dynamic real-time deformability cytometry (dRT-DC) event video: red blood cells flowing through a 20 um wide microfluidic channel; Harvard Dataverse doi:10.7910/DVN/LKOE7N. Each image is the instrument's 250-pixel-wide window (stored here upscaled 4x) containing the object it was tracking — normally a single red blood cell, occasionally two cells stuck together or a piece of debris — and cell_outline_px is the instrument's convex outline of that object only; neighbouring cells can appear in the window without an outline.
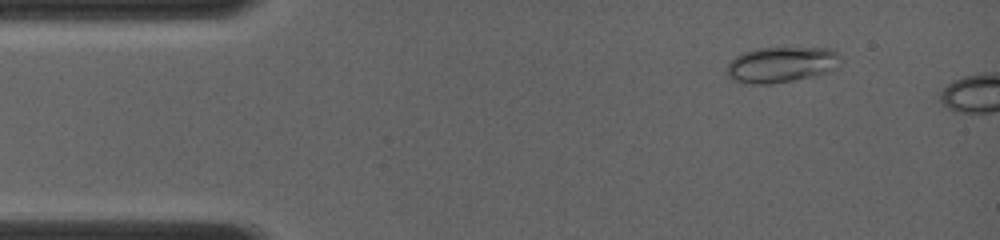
{"species": "common noctule bat (a hibernating species)", "species_latin": "Nyctalus noctula", "temperature_condition": "room temperature", "stored_images_in_passage": 6, "camera_frame_rate_fps": 4000, "um_per_image_px": 0.085, "animal": {"sex": "female", "body_mass_g": 19.0, "forearm_length_mm": 56.7}, "frame": {"image": 1, "passage_image": 4, "time_ms": 0.75, "image_size_px": [1000, 240], "cell_outline_px": [[836, 56], [828, 68], [820, 76], [768, 84], [752, 84], [732, 80], [728, 76], [728, 64], [736, 56], [744, 52], [756, 48], [836, 48]], "centroid_in_image_um": [66.29, 5.5], "position_along_channel_um": 18.7, "area_um2": 22.95}}